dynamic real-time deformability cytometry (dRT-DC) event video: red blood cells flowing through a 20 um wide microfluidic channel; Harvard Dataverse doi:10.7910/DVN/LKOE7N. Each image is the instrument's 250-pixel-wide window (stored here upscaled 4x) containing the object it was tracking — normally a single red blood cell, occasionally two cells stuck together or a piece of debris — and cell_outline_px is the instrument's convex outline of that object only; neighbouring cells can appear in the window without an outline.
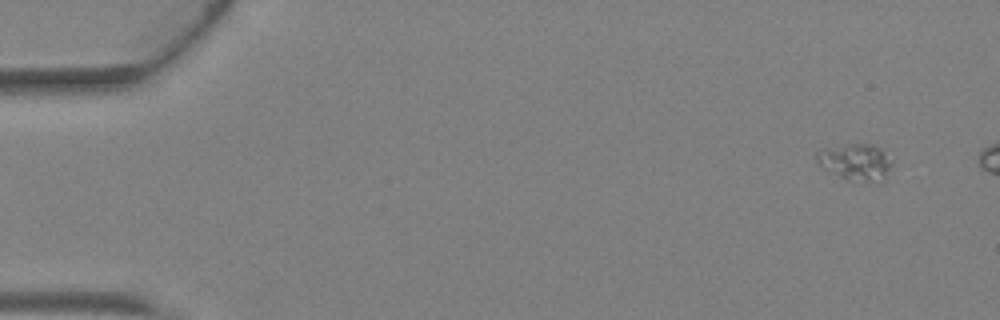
{"species": "Egyptian fruit bat (a non-hibernating species)", "species_latin": "Rousettus aegyptiacus", "temperature_condition": "warm", "stored_images_in_passage": 5, "camera_frame_rate_fps": 3000, "um_per_image_px": 0.085, "animal": {"sex": "female"}, "frame": {"image": 1, "passage_image": 1, "time_ms": 0.0, "image_size_px": [1000, 320], "cell_outline_px": [[892, 164], [884, 180], [880, 184], [876, 184], [844, 180], [824, 168], [816, 160], [816, 152], [820, 148], [848, 144], [872, 144], [880, 148], [892, 160]], "centroid_in_image_um": [72.74, 13.81], "position_along_channel_um": 12.3, "area_um2": 16.59}}